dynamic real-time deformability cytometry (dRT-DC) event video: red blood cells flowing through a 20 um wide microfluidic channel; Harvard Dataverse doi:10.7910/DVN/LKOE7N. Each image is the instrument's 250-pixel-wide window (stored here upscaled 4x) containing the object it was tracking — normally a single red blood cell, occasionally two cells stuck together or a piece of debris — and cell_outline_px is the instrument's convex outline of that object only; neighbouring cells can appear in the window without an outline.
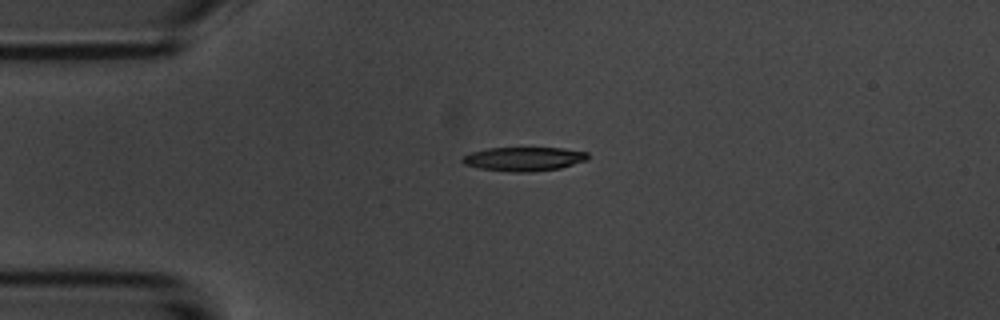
{"species": "common noctule bat (a hibernating species)", "species_latin": "Nyctalus noctula", "temperature_condition": "room temperature", "stored_images_in_passage": 2, "camera_frame_rate_fps": 3000, "um_per_image_px": 0.085, "animal": {"sex": "male", "body_mass_g": 20.1, "forearm_length_mm": 53.5}, "frame": {"image": 1, "passage_image": 1, "time_ms": 0.0, "image_size_px": [1000, 320], "cell_outline_px": [[588, 160], [560, 168], [532, 172], [512, 172], [480, 168], [464, 164], [460, 160], [464, 156], [472, 152], [488, 148], [564, 148], [588, 152]], "centroid_in_image_um": [44.56, 13.51], "position_along_channel_um": 40.4, "area_um2": 17.51}}